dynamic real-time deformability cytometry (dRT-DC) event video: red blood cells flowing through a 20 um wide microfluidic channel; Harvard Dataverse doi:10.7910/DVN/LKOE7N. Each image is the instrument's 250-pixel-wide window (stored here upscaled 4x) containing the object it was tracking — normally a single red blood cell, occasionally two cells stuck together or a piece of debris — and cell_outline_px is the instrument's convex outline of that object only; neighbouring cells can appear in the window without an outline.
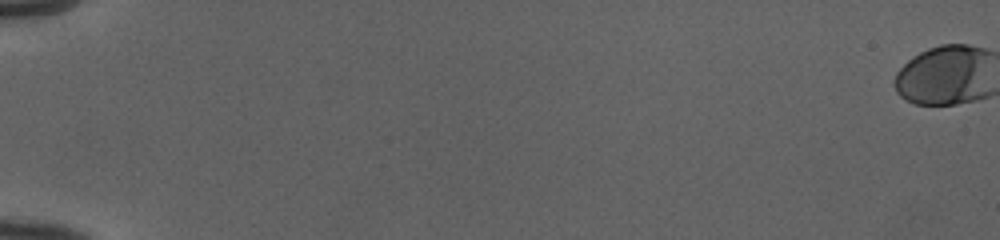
{"species": "human", "species_latin": "Homo sapiens", "temperature_condition": "cold", "stored_images_in_passage": 45, "camera_frame_rate_fps": 3000, "um_per_image_px": 0.085, "donor": {"sex": "female"}, "frame": {"image": 1, "passage_image": 1, "time_ms": 0.0, "image_size_px": [1000, 240], "cell_outline_px": [[976, 96], [952, 104], [920, 104], [908, 100], [896, 88], [896, 76], [916, 56], [932, 48], [948, 44], [960, 44], [976, 48]], "centroid_in_image_um": [79.91, 6.44], "position_along_channel_um": 5.1, "area_um2": 28.38}}
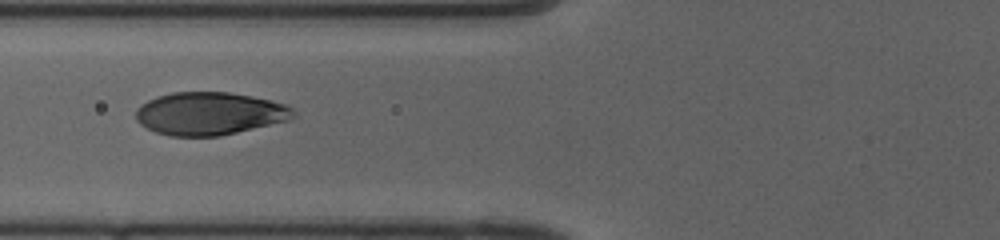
{"frame": {"image": 2, "passage_image": 26, "time_ms": 8.333, "image_size_px": [1000, 240], "cell_outline_px": [[284, 108], [276, 120], [232, 132], [212, 136], [180, 136], [160, 132], [144, 124], [140, 120], [140, 108], [144, 104], [152, 100], [164, 96], [180, 92], [220, 92], [244, 96], [264, 100], [276, 104]], "centroid_in_image_um": [17.56, 9.64], "position_along_channel_um": 108.2, "area_um2": 34.8}}
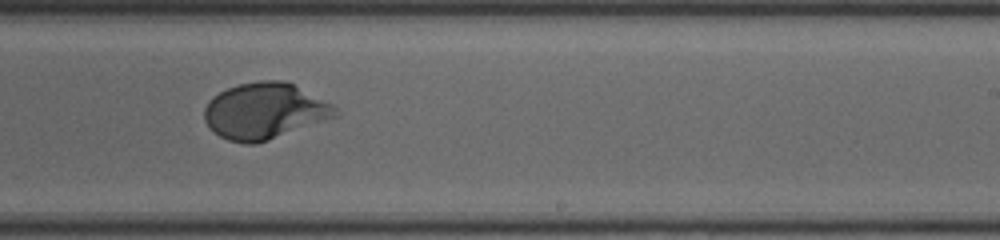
{"frame": {"image": 3, "passage_image": 38, "time_ms": 12.333, "image_size_px": [1000, 240], "cell_outline_px": [[316, 104], [272, 136], [264, 140], [232, 140], [216, 132], [208, 124], [208, 104], [216, 96], [232, 88], [244, 84], [292, 84]], "centroid_in_image_um": [21.8, 9.39], "position_along_channel_um": 267.2, "area_um2": 32.31}}